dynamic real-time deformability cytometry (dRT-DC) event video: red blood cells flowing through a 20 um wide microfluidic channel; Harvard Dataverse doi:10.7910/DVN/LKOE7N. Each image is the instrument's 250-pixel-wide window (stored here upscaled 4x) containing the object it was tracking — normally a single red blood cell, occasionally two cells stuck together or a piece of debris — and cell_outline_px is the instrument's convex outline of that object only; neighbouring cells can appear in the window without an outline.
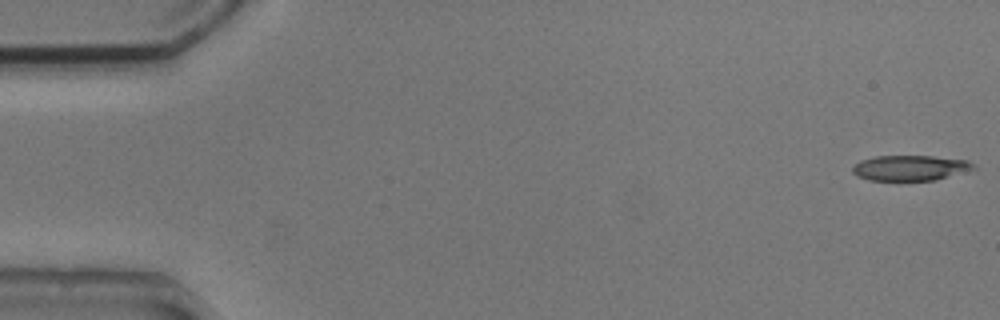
{"species": "common noctule bat (a hibernating species)", "species_latin": "Nyctalus noctula", "temperature_condition": "cold", "stored_images_in_passage": 54, "camera_frame_rate_fps": 3000, "um_per_image_px": 0.085, "animal": {"sex": "male", "body_mass_g": 20.5, "forearm_length_mm": 52.5}, "frame": {"image": 1, "passage_image": 1, "time_ms": 0.0, "image_size_px": [1000, 320], "cell_outline_px": [[976, 168], [936, 180], [868, 180], [856, 176], [852, 172], [852, 168], [860, 160], [876, 156], [932, 156], [968, 160]], "centroid_in_image_um": [77.33, 14.27], "position_along_channel_um": 7.7, "area_um2": 17.74}}
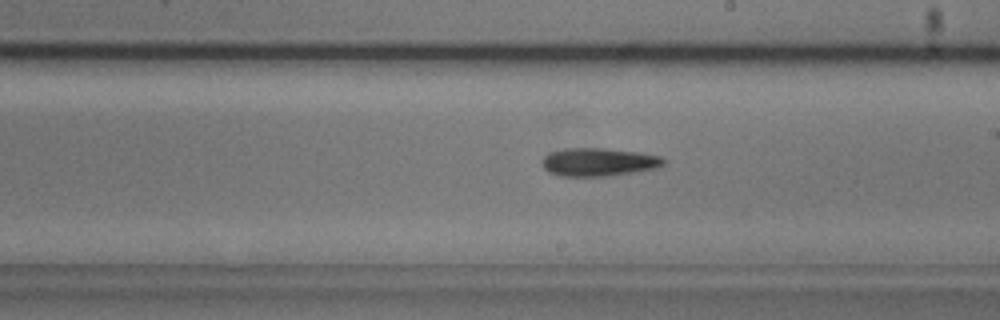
{"frame": {"image": 2, "passage_image": 30, "time_ms": 9.667, "image_size_px": [1000, 320], "cell_outline_px": [[668, 160], [664, 164], [656, 168], [612, 176], [560, 176], [548, 172], [544, 168], [540, 160], [548, 152], [564, 148], [604, 148], [636, 152], [660, 156]], "centroid_in_image_um": [50.85, 13.77], "position_along_channel_um": 238.2, "area_um2": 20.17}}
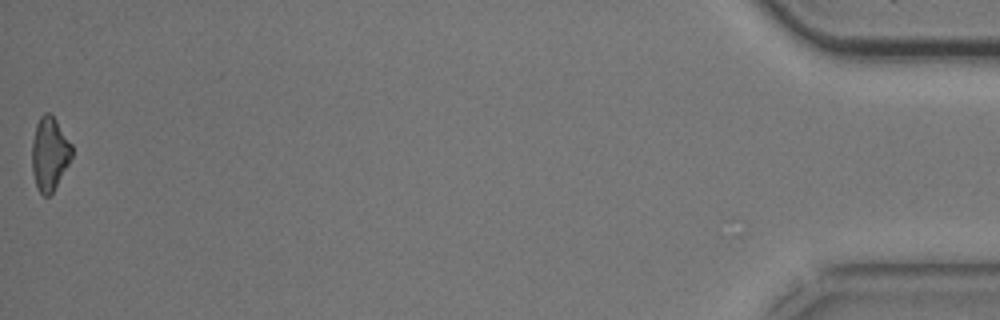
{"frame": {"image": 3, "passage_image": 53, "time_ms": 17.333, "image_size_px": [1000, 320], "cell_outline_px": [[72, 156], [68, 164], [52, 192], [48, 196], [44, 196], [36, 188], [32, 172], [32, 140], [36, 124], [40, 116], [44, 112], [48, 112], [56, 120], [72, 144]], "centroid_in_image_um": [4.19, 13.05], "position_along_channel_um": 431.0, "area_um2": 16.99}}